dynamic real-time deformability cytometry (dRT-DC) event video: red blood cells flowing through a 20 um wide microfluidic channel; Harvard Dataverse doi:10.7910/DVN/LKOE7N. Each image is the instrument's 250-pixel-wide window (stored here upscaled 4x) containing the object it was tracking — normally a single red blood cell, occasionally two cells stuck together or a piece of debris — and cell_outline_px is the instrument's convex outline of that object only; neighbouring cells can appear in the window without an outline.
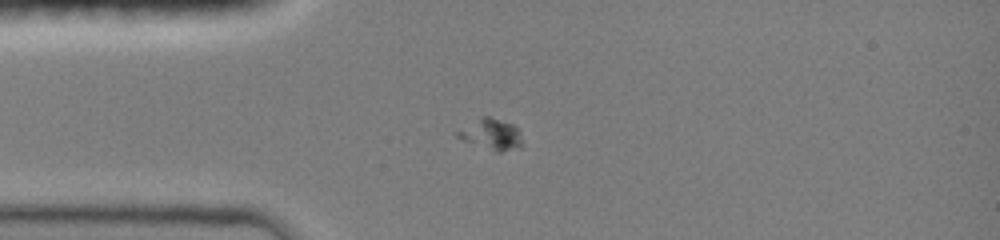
{"species": "common noctule bat (a hibernating species)", "species_latin": "Nyctalus noctula", "temperature_condition": "room temperature", "stored_images_in_passage": 48, "camera_frame_rate_fps": 3000, "um_per_image_px": 0.085, "animal": {"sex": "female", "body_mass_g": 19.0, "forearm_length_mm": 51.5}, "frame": {"image": 1, "passage_image": 12, "time_ms": 3.667, "image_size_px": [1000, 240], "cell_outline_px": [[520, 148], [504, 152], [496, 152], [464, 140], [456, 136], [456, 132], [480, 116], [488, 116], [512, 124], [516, 128], [520, 140]], "centroid_in_image_um": [41.74, 11.42], "position_along_channel_um": 43.3, "area_um2": 11.33}}
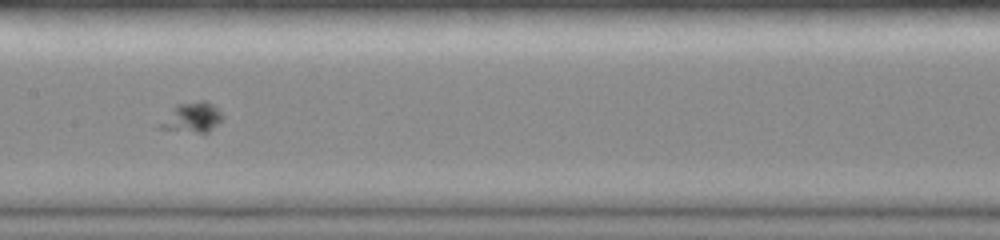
{"frame": {"image": 2, "passage_image": 24, "time_ms": 7.667, "image_size_px": [1000, 240], "cell_outline_px": [[224, 116], [208, 132], [200, 132], [160, 128], [160, 124], [176, 104], [200, 100], [208, 100]], "centroid_in_image_um": [16.37, 9.94], "position_along_channel_um": 191.0, "area_um2": 10.4}}
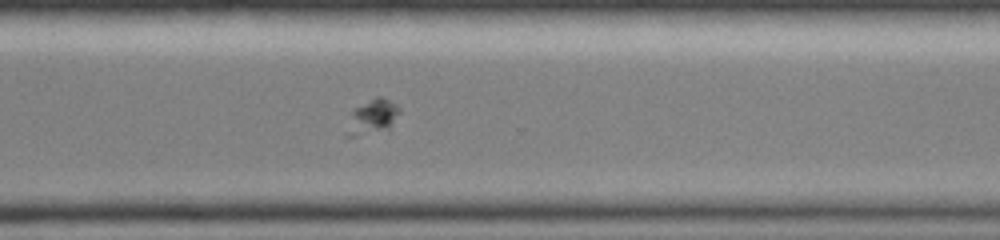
{"frame": {"image": 3, "passage_image": 35, "time_ms": 11.333, "image_size_px": [1000, 240], "cell_outline_px": [[400, 112], [392, 128], [356, 136], [344, 136], [352, 108], [376, 96], [380, 96], [396, 104], [400, 108]], "centroid_in_image_um": [31.64, 9.93], "position_along_channel_um": 339.0, "area_um2": 10.92}}